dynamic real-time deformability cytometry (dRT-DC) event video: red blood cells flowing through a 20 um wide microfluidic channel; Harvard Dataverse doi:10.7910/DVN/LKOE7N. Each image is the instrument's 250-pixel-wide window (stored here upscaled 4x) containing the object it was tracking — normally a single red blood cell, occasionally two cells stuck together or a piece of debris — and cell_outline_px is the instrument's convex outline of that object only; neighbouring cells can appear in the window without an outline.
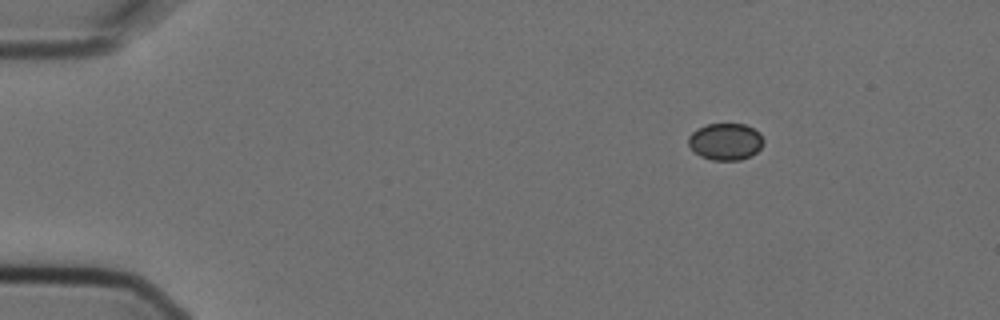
{"species": "Egyptian fruit bat (a non-hibernating species)", "species_latin": "Rousettus aegyptiacus", "temperature_condition": "cold", "stored_images_in_passage": 3, "camera_frame_rate_fps": 3000, "um_per_image_px": 0.085, "animal": {"sex": "female"}, "frame": {"image": 1, "passage_image": 3, "time_ms": 0.667, "image_size_px": [1000, 320], "cell_outline_px": [[764, 144], [752, 156], [740, 160], [712, 160], [700, 156], [692, 152], [688, 144], [688, 136], [692, 132], [708, 124], [744, 124], [760, 132], [764, 140]], "centroid_in_image_um": [61.67, 12.05], "position_along_channel_um": 23.3, "area_um2": 16.3}}